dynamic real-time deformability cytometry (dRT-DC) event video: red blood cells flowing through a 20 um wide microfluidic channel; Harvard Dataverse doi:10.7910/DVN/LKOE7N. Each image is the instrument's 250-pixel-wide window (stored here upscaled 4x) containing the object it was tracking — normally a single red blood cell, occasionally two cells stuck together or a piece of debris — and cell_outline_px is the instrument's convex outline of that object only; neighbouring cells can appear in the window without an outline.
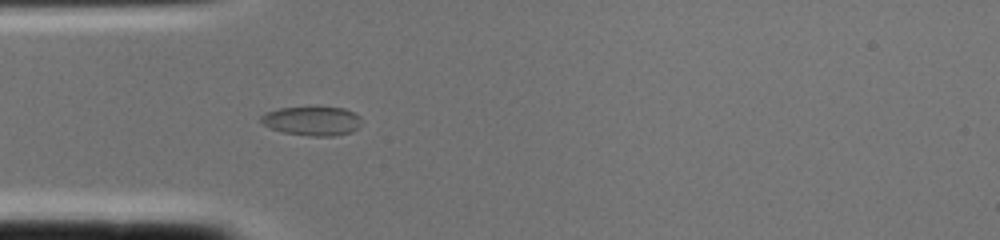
{"species": "common noctule bat (a hibernating species)", "species_latin": "Nyctalus noctula", "temperature_condition": "cold", "stored_images_in_passage": 2, "camera_frame_rate_fps": 3000, "um_per_image_px": 0.085, "animal": {"sex": "female", "body_mass_g": 22.0, "forearm_length_mm": 56.7}, "frame": {"image": 1, "passage_image": 2, "time_ms": 0.333, "image_size_px": [1000, 240], "cell_outline_px": [[360, 124], [352, 132], [332, 136], [308, 136], [284, 132], [272, 128], [264, 124], [260, 120], [260, 116], [264, 112], [280, 108], [344, 108], [360, 116]], "centroid_in_image_um": [26.51, 10.29], "position_along_channel_um": 58.5, "area_um2": 16.76}}